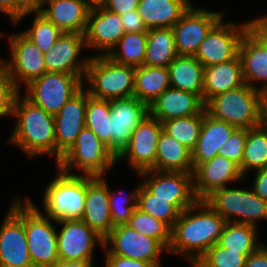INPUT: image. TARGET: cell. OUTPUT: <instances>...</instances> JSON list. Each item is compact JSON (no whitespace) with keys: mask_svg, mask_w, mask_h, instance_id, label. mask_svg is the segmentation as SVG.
I'll list each match as a JSON object with an SVG mask.
<instances>
[{"mask_svg":"<svg viewBox=\"0 0 267 267\" xmlns=\"http://www.w3.org/2000/svg\"><path fill=\"white\" fill-rule=\"evenodd\" d=\"M253 20L239 24L225 21L223 16L208 32L195 57L204 67L234 60L238 56L243 35L252 26Z\"/></svg>","mask_w":267,"mask_h":267,"instance_id":"30bf717a","label":"cell"},{"mask_svg":"<svg viewBox=\"0 0 267 267\" xmlns=\"http://www.w3.org/2000/svg\"><path fill=\"white\" fill-rule=\"evenodd\" d=\"M83 48L87 49L84 34L63 33L44 54L46 72L85 75L92 55L81 58Z\"/></svg>","mask_w":267,"mask_h":267,"instance_id":"d6986e66","label":"cell"},{"mask_svg":"<svg viewBox=\"0 0 267 267\" xmlns=\"http://www.w3.org/2000/svg\"><path fill=\"white\" fill-rule=\"evenodd\" d=\"M8 58H0L19 90L46 73L44 53L21 32L7 36ZM24 87H23V86Z\"/></svg>","mask_w":267,"mask_h":267,"instance_id":"8fae6325","label":"cell"},{"mask_svg":"<svg viewBox=\"0 0 267 267\" xmlns=\"http://www.w3.org/2000/svg\"><path fill=\"white\" fill-rule=\"evenodd\" d=\"M90 9L84 0H45L40 13L63 33L85 34Z\"/></svg>","mask_w":267,"mask_h":267,"instance_id":"484cf974","label":"cell"},{"mask_svg":"<svg viewBox=\"0 0 267 267\" xmlns=\"http://www.w3.org/2000/svg\"><path fill=\"white\" fill-rule=\"evenodd\" d=\"M125 32H147L142 17L139 15L138 10H132L120 15Z\"/></svg>","mask_w":267,"mask_h":267,"instance_id":"c3c4849f","label":"cell"},{"mask_svg":"<svg viewBox=\"0 0 267 267\" xmlns=\"http://www.w3.org/2000/svg\"><path fill=\"white\" fill-rule=\"evenodd\" d=\"M32 14H34V19L31 22L32 26L30 25V28L24 31L22 30L21 33L45 54L49 51L50 47L55 44L63 32L40 12L24 14L13 26L15 27L19 22L23 21L25 17L32 16Z\"/></svg>","mask_w":267,"mask_h":267,"instance_id":"f35d334b","label":"cell"},{"mask_svg":"<svg viewBox=\"0 0 267 267\" xmlns=\"http://www.w3.org/2000/svg\"><path fill=\"white\" fill-rule=\"evenodd\" d=\"M203 100L196 94L169 87L148 107L149 114L159 122L200 114Z\"/></svg>","mask_w":267,"mask_h":267,"instance_id":"d4e9b609","label":"cell"},{"mask_svg":"<svg viewBox=\"0 0 267 267\" xmlns=\"http://www.w3.org/2000/svg\"><path fill=\"white\" fill-rule=\"evenodd\" d=\"M192 5L191 0H140L137 10L147 29L172 28Z\"/></svg>","mask_w":267,"mask_h":267,"instance_id":"83f0119b","label":"cell"},{"mask_svg":"<svg viewBox=\"0 0 267 267\" xmlns=\"http://www.w3.org/2000/svg\"><path fill=\"white\" fill-rule=\"evenodd\" d=\"M28 195L23 200V224L33 267H49L59 261L57 228ZM40 209V210H39Z\"/></svg>","mask_w":267,"mask_h":267,"instance_id":"52a82bcc","label":"cell"},{"mask_svg":"<svg viewBox=\"0 0 267 267\" xmlns=\"http://www.w3.org/2000/svg\"><path fill=\"white\" fill-rule=\"evenodd\" d=\"M22 92L15 85L7 69L0 63V118H10L18 94Z\"/></svg>","mask_w":267,"mask_h":267,"instance_id":"ee69618b","label":"cell"},{"mask_svg":"<svg viewBox=\"0 0 267 267\" xmlns=\"http://www.w3.org/2000/svg\"><path fill=\"white\" fill-rule=\"evenodd\" d=\"M204 201L226 222L244 223L258 228L267 221V201L250 188L224 187L214 190Z\"/></svg>","mask_w":267,"mask_h":267,"instance_id":"ba28073f","label":"cell"},{"mask_svg":"<svg viewBox=\"0 0 267 267\" xmlns=\"http://www.w3.org/2000/svg\"><path fill=\"white\" fill-rule=\"evenodd\" d=\"M146 43L147 32H125L107 56L120 64L142 66L145 60Z\"/></svg>","mask_w":267,"mask_h":267,"instance_id":"d590c367","label":"cell"},{"mask_svg":"<svg viewBox=\"0 0 267 267\" xmlns=\"http://www.w3.org/2000/svg\"><path fill=\"white\" fill-rule=\"evenodd\" d=\"M104 247L113 255L151 262L162 267L161 255L168 250L157 240L127 225L116 226L104 239Z\"/></svg>","mask_w":267,"mask_h":267,"instance_id":"2e32d148","label":"cell"},{"mask_svg":"<svg viewBox=\"0 0 267 267\" xmlns=\"http://www.w3.org/2000/svg\"><path fill=\"white\" fill-rule=\"evenodd\" d=\"M170 87L168 67L138 66L135 69L134 96L148 107Z\"/></svg>","mask_w":267,"mask_h":267,"instance_id":"1f68e13d","label":"cell"},{"mask_svg":"<svg viewBox=\"0 0 267 267\" xmlns=\"http://www.w3.org/2000/svg\"><path fill=\"white\" fill-rule=\"evenodd\" d=\"M267 167V129L260 125L247 129L240 170L247 180L250 172Z\"/></svg>","mask_w":267,"mask_h":267,"instance_id":"e575fe53","label":"cell"},{"mask_svg":"<svg viewBox=\"0 0 267 267\" xmlns=\"http://www.w3.org/2000/svg\"><path fill=\"white\" fill-rule=\"evenodd\" d=\"M163 125L150 114L144 117L132 133L128 145L117 156L120 161L127 162L135 173L155 170L157 145Z\"/></svg>","mask_w":267,"mask_h":267,"instance_id":"4fadbf2b","label":"cell"},{"mask_svg":"<svg viewBox=\"0 0 267 267\" xmlns=\"http://www.w3.org/2000/svg\"><path fill=\"white\" fill-rule=\"evenodd\" d=\"M244 267H267V245L265 243L247 256Z\"/></svg>","mask_w":267,"mask_h":267,"instance_id":"816d5d0a","label":"cell"},{"mask_svg":"<svg viewBox=\"0 0 267 267\" xmlns=\"http://www.w3.org/2000/svg\"><path fill=\"white\" fill-rule=\"evenodd\" d=\"M252 187L253 192L261 199L267 201V167L253 171Z\"/></svg>","mask_w":267,"mask_h":267,"instance_id":"f907efd6","label":"cell"},{"mask_svg":"<svg viewBox=\"0 0 267 267\" xmlns=\"http://www.w3.org/2000/svg\"><path fill=\"white\" fill-rule=\"evenodd\" d=\"M262 125L267 129V114L265 115V117L263 119Z\"/></svg>","mask_w":267,"mask_h":267,"instance_id":"680465c9","label":"cell"},{"mask_svg":"<svg viewBox=\"0 0 267 267\" xmlns=\"http://www.w3.org/2000/svg\"><path fill=\"white\" fill-rule=\"evenodd\" d=\"M20 92L16 97L11 118L15 126L8 143L30 158L45 155L55 159L56 140L54 116L31 102Z\"/></svg>","mask_w":267,"mask_h":267,"instance_id":"7a4b0ae2","label":"cell"},{"mask_svg":"<svg viewBox=\"0 0 267 267\" xmlns=\"http://www.w3.org/2000/svg\"><path fill=\"white\" fill-rule=\"evenodd\" d=\"M237 129L225 121H217L203 110V123L196 146L192 150L193 169L218 155L221 146Z\"/></svg>","mask_w":267,"mask_h":267,"instance_id":"4316f807","label":"cell"},{"mask_svg":"<svg viewBox=\"0 0 267 267\" xmlns=\"http://www.w3.org/2000/svg\"><path fill=\"white\" fill-rule=\"evenodd\" d=\"M137 208L157 220L165 222L171 229L183 211L178 204L168 203L165 199L157 198L142 183L138 190Z\"/></svg>","mask_w":267,"mask_h":267,"instance_id":"8d00e7d4","label":"cell"},{"mask_svg":"<svg viewBox=\"0 0 267 267\" xmlns=\"http://www.w3.org/2000/svg\"><path fill=\"white\" fill-rule=\"evenodd\" d=\"M3 35H4V33L1 31V32H0V38H1Z\"/></svg>","mask_w":267,"mask_h":267,"instance_id":"94428289","label":"cell"},{"mask_svg":"<svg viewBox=\"0 0 267 267\" xmlns=\"http://www.w3.org/2000/svg\"><path fill=\"white\" fill-rule=\"evenodd\" d=\"M109 100L89 97L85 109V127L111 150V120Z\"/></svg>","mask_w":267,"mask_h":267,"instance_id":"74e56055","label":"cell"},{"mask_svg":"<svg viewBox=\"0 0 267 267\" xmlns=\"http://www.w3.org/2000/svg\"><path fill=\"white\" fill-rule=\"evenodd\" d=\"M177 56L172 28L148 29L143 65L168 67Z\"/></svg>","mask_w":267,"mask_h":267,"instance_id":"d6a6232c","label":"cell"},{"mask_svg":"<svg viewBox=\"0 0 267 267\" xmlns=\"http://www.w3.org/2000/svg\"><path fill=\"white\" fill-rule=\"evenodd\" d=\"M20 197L15 196L0 225L1 267H33L23 224V199Z\"/></svg>","mask_w":267,"mask_h":267,"instance_id":"7c38bea8","label":"cell"},{"mask_svg":"<svg viewBox=\"0 0 267 267\" xmlns=\"http://www.w3.org/2000/svg\"><path fill=\"white\" fill-rule=\"evenodd\" d=\"M224 16L193 4L172 27L178 56H195L211 28Z\"/></svg>","mask_w":267,"mask_h":267,"instance_id":"9a60e30c","label":"cell"},{"mask_svg":"<svg viewBox=\"0 0 267 267\" xmlns=\"http://www.w3.org/2000/svg\"><path fill=\"white\" fill-rule=\"evenodd\" d=\"M225 219L204 200L183 210L171 229L167 254L185 257L193 266L212 246L218 243Z\"/></svg>","mask_w":267,"mask_h":267,"instance_id":"6da1fadb","label":"cell"},{"mask_svg":"<svg viewBox=\"0 0 267 267\" xmlns=\"http://www.w3.org/2000/svg\"><path fill=\"white\" fill-rule=\"evenodd\" d=\"M253 22H252V26L253 27H267V15H263L260 17H255L252 18Z\"/></svg>","mask_w":267,"mask_h":267,"instance_id":"11a10c76","label":"cell"},{"mask_svg":"<svg viewBox=\"0 0 267 267\" xmlns=\"http://www.w3.org/2000/svg\"><path fill=\"white\" fill-rule=\"evenodd\" d=\"M140 0H105L101 5L103 8L116 14H123L137 10Z\"/></svg>","mask_w":267,"mask_h":267,"instance_id":"681fc988","label":"cell"},{"mask_svg":"<svg viewBox=\"0 0 267 267\" xmlns=\"http://www.w3.org/2000/svg\"><path fill=\"white\" fill-rule=\"evenodd\" d=\"M239 56L228 62L204 68L203 103L214 96L244 85Z\"/></svg>","mask_w":267,"mask_h":267,"instance_id":"f1b7e54d","label":"cell"},{"mask_svg":"<svg viewBox=\"0 0 267 267\" xmlns=\"http://www.w3.org/2000/svg\"><path fill=\"white\" fill-rule=\"evenodd\" d=\"M44 188L43 214L55 221L81 219L86 199V176L71 175L58 167Z\"/></svg>","mask_w":267,"mask_h":267,"instance_id":"8992f818","label":"cell"},{"mask_svg":"<svg viewBox=\"0 0 267 267\" xmlns=\"http://www.w3.org/2000/svg\"><path fill=\"white\" fill-rule=\"evenodd\" d=\"M45 0H14V23L27 13L41 12Z\"/></svg>","mask_w":267,"mask_h":267,"instance_id":"7dc6e473","label":"cell"},{"mask_svg":"<svg viewBox=\"0 0 267 267\" xmlns=\"http://www.w3.org/2000/svg\"><path fill=\"white\" fill-rule=\"evenodd\" d=\"M238 56L244 82L267 95V40L253 26L243 35Z\"/></svg>","mask_w":267,"mask_h":267,"instance_id":"ffe728a7","label":"cell"},{"mask_svg":"<svg viewBox=\"0 0 267 267\" xmlns=\"http://www.w3.org/2000/svg\"><path fill=\"white\" fill-rule=\"evenodd\" d=\"M106 176H86L85 208L81 217L103 239L113 229L109 207V181Z\"/></svg>","mask_w":267,"mask_h":267,"instance_id":"cb8c5ba5","label":"cell"},{"mask_svg":"<svg viewBox=\"0 0 267 267\" xmlns=\"http://www.w3.org/2000/svg\"><path fill=\"white\" fill-rule=\"evenodd\" d=\"M204 109L217 121L237 128H255L262 125L266 115V95L245 83L209 99Z\"/></svg>","mask_w":267,"mask_h":267,"instance_id":"3957f363","label":"cell"},{"mask_svg":"<svg viewBox=\"0 0 267 267\" xmlns=\"http://www.w3.org/2000/svg\"><path fill=\"white\" fill-rule=\"evenodd\" d=\"M131 192L111 190L109 187V207L113 228L116 226L127 225L133 211L137 208V195L141 180ZM125 193V194H124Z\"/></svg>","mask_w":267,"mask_h":267,"instance_id":"b9f144b4","label":"cell"},{"mask_svg":"<svg viewBox=\"0 0 267 267\" xmlns=\"http://www.w3.org/2000/svg\"><path fill=\"white\" fill-rule=\"evenodd\" d=\"M141 183L157 198L176 203L183 210L198 199L194 193L193 174L188 172L147 170L138 173Z\"/></svg>","mask_w":267,"mask_h":267,"instance_id":"e0dca14e","label":"cell"},{"mask_svg":"<svg viewBox=\"0 0 267 267\" xmlns=\"http://www.w3.org/2000/svg\"><path fill=\"white\" fill-rule=\"evenodd\" d=\"M102 250L105 255V267H156L151 262L113 255L105 247H103Z\"/></svg>","mask_w":267,"mask_h":267,"instance_id":"bcb514c9","label":"cell"},{"mask_svg":"<svg viewBox=\"0 0 267 267\" xmlns=\"http://www.w3.org/2000/svg\"><path fill=\"white\" fill-rule=\"evenodd\" d=\"M94 261H62L59 260L49 267H92Z\"/></svg>","mask_w":267,"mask_h":267,"instance_id":"db71d44e","label":"cell"},{"mask_svg":"<svg viewBox=\"0 0 267 267\" xmlns=\"http://www.w3.org/2000/svg\"><path fill=\"white\" fill-rule=\"evenodd\" d=\"M267 40V27H254Z\"/></svg>","mask_w":267,"mask_h":267,"instance_id":"6f0895ef","label":"cell"},{"mask_svg":"<svg viewBox=\"0 0 267 267\" xmlns=\"http://www.w3.org/2000/svg\"><path fill=\"white\" fill-rule=\"evenodd\" d=\"M204 68L195 56H177L168 66L170 87L196 94L203 100Z\"/></svg>","mask_w":267,"mask_h":267,"instance_id":"f546056e","label":"cell"},{"mask_svg":"<svg viewBox=\"0 0 267 267\" xmlns=\"http://www.w3.org/2000/svg\"><path fill=\"white\" fill-rule=\"evenodd\" d=\"M84 76L46 72L24 88V95L35 105L55 116L83 87Z\"/></svg>","mask_w":267,"mask_h":267,"instance_id":"9c48e42d","label":"cell"},{"mask_svg":"<svg viewBox=\"0 0 267 267\" xmlns=\"http://www.w3.org/2000/svg\"><path fill=\"white\" fill-rule=\"evenodd\" d=\"M246 138L247 129L237 128L229 139L221 146L218 154L241 166Z\"/></svg>","mask_w":267,"mask_h":267,"instance_id":"f6af8a7d","label":"cell"},{"mask_svg":"<svg viewBox=\"0 0 267 267\" xmlns=\"http://www.w3.org/2000/svg\"><path fill=\"white\" fill-rule=\"evenodd\" d=\"M0 13L9 17L11 24H14V0H0Z\"/></svg>","mask_w":267,"mask_h":267,"instance_id":"f5cc1de1","label":"cell"},{"mask_svg":"<svg viewBox=\"0 0 267 267\" xmlns=\"http://www.w3.org/2000/svg\"><path fill=\"white\" fill-rule=\"evenodd\" d=\"M155 170L193 173L192 151L162 130L157 145Z\"/></svg>","mask_w":267,"mask_h":267,"instance_id":"4dcf8cb0","label":"cell"},{"mask_svg":"<svg viewBox=\"0 0 267 267\" xmlns=\"http://www.w3.org/2000/svg\"><path fill=\"white\" fill-rule=\"evenodd\" d=\"M266 114H267V95H266Z\"/></svg>","mask_w":267,"mask_h":267,"instance_id":"91938a15","label":"cell"},{"mask_svg":"<svg viewBox=\"0 0 267 267\" xmlns=\"http://www.w3.org/2000/svg\"><path fill=\"white\" fill-rule=\"evenodd\" d=\"M203 111L200 114L174 118L162 122L163 130L191 151L201 133Z\"/></svg>","mask_w":267,"mask_h":267,"instance_id":"ab89813d","label":"cell"},{"mask_svg":"<svg viewBox=\"0 0 267 267\" xmlns=\"http://www.w3.org/2000/svg\"><path fill=\"white\" fill-rule=\"evenodd\" d=\"M192 174L194 193L198 200H204L216 189L245 179L237 163L219 154L197 165Z\"/></svg>","mask_w":267,"mask_h":267,"instance_id":"7402d4cb","label":"cell"},{"mask_svg":"<svg viewBox=\"0 0 267 267\" xmlns=\"http://www.w3.org/2000/svg\"><path fill=\"white\" fill-rule=\"evenodd\" d=\"M90 7L101 6L105 0H84Z\"/></svg>","mask_w":267,"mask_h":267,"instance_id":"9f6ffc18","label":"cell"},{"mask_svg":"<svg viewBox=\"0 0 267 267\" xmlns=\"http://www.w3.org/2000/svg\"><path fill=\"white\" fill-rule=\"evenodd\" d=\"M59 260L93 261L97 246L104 247V239L81 219L57 221ZM99 244V245H98Z\"/></svg>","mask_w":267,"mask_h":267,"instance_id":"5bb4252c","label":"cell"},{"mask_svg":"<svg viewBox=\"0 0 267 267\" xmlns=\"http://www.w3.org/2000/svg\"><path fill=\"white\" fill-rule=\"evenodd\" d=\"M89 97L83 86L54 116L56 164L76 142L77 136L85 127V109Z\"/></svg>","mask_w":267,"mask_h":267,"instance_id":"44dd1931","label":"cell"},{"mask_svg":"<svg viewBox=\"0 0 267 267\" xmlns=\"http://www.w3.org/2000/svg\"><path fill=\"white\" fill-rule=\"evenodd\" d=\"M111 151L117 157L128 145L134 130L149 114L148 106L135 96L109 100Z\"/></svg>","mask_w":267,"mask_h":267,"instance_id":"ac0fdd59","label":"cell"},{"mask_svg":"<svg viewBox=\"0 0 267 267\" xmlns=\"http://www.w3.org/2000/svg\"><path fill=\"white\" fill-rule=\"evenodd\" d=\"M124 34L125 29L119 14L102 6L91 7L84 35L87 49L100 52H96L95 56L108 55Z\"/></svg>","mask_w":267,"mask_h":267,"instance_id":"603a6c76","label":"cell"},{"mask_svg":"<svg viewBox=\"0 0 267 267\" xmlns=\"http://www.w3.org/2000/svg\"><path fill=\"white\" fill-rule=\"evenodd\" d=\"M131 229L154 238L159 241L167 250L171 243V228L160 220H157L152 215L136 208L127 224Z\"/></svg>","mask_w":267,"mask_h":267,"instance_id":"60d3db41","label":"cell"},{"mask_svg":"<svg viewBox=\"0 0 267 267\" xmlns=\"http://www.w3.org/2000/svg\"><path fill=\"white\" fill-rule=\"evenodd\" d=\"M247 256L215 244L192 267H244Z\"/></svg>","mask_w":267,"mask_h":267,"instance_id":"7bdbcfd3","label":"cell"},{"mask_svg":"<svg viewBox=\"0 0 267 267\" xmlns=\"http://www.w3.org/2000/svg\"><path fill=\"white\" fill-rule=\"evenodd\" d=\"M135 69L134 66L117 63L107 55L92 54L83 86L89 95L96 99L131 97L134 96Z\"/></svg>","mask_w":267,"mask_h":267,"instance_id":"277c9868","label":"cell"},{"mask_svg":"<svg viewBox=\"0 0 267 267\" xmlns=\"http://www.w3.org/2000/svg\"><path fill=\"white\" fill-rule=\"evenodd\" d=\"M117 164V157L95 133L84 127L76 142L56 164L65 173L103 177ZM76 170V172H74ZM79 171V172H78Z\"/></svg>","mask_w":267,"mask_h":267,"instance_id":"5b68a950","label":"cell"},{"mask_svg":"<svg viewBox=\"0 0 267 267\" xmlns=\"http://www.w3.org/2000/svg\"><path fill=\"white\" fill-rule=\"evenodd\" d=\"M258 233L259 231L255 226L226 222L217 244L248 256L265 243L260 241Z\"/></svg>","mask_w":267,"mask_h":267,"instance_id":"836d02e7","label":"cell"}]
</instances>
